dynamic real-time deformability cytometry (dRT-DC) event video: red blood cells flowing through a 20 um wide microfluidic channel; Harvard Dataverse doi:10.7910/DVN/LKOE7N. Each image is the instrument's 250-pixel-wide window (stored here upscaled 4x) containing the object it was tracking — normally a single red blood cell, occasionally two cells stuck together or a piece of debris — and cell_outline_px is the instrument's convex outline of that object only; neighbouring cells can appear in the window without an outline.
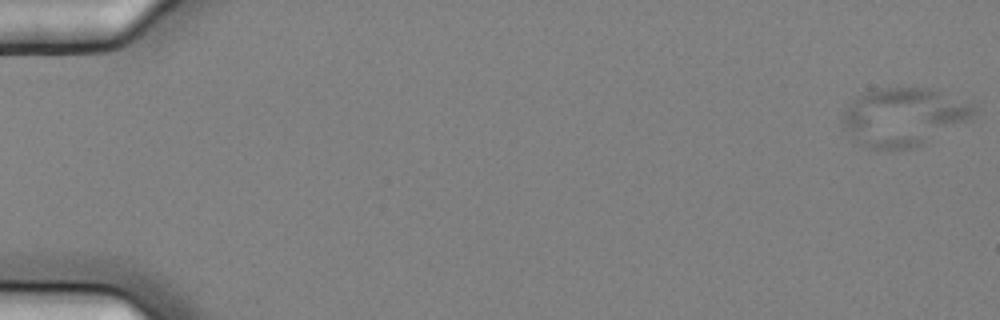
{"species": "common noctule bat (a hibernating species)", "species_latin": "Nyctalus noctula", "temperature_condition": "cold", "stored_images_in_passage": 7, "camera_frame_rate_fps": 3000, "um_per_image_px": 0.085, "animal": {"sex": "female", "body_mass_g": 25.1}, "frame": {"image": 1, "passage_image": 1, "time_ms": 0.0, "image_size_px": [1000, 320], "cell_outline_px": [[976, 112], [972, 120], [920, 144], [908, 148], [868, 148], [852, 144], [840, 120], [848, 104], [856, 96], [864, 92], [884, 88], [928, 88], [976, 104]], "centroid_in_image_um": [76.77, 9.94], "position_along_channel_um": 8.2, "area_um2": 44.74}}
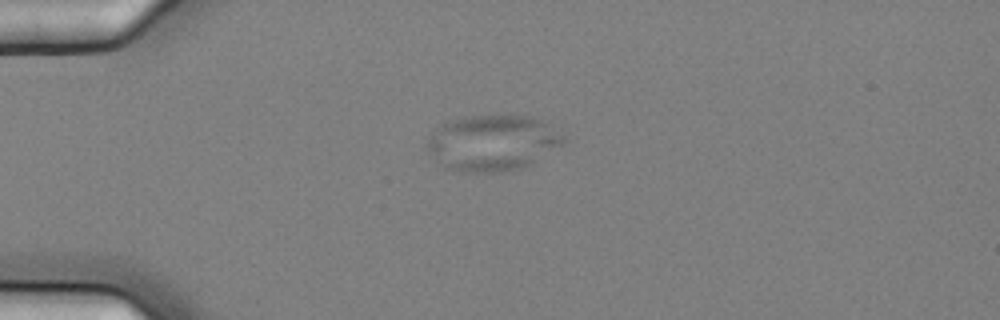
{"frame": {"image": 2, "passage_image": 5, "time_ms": 1.333, "image_size_px": [1000, 320], "cell_outline_px": [[568, 140], [564, 144], [524, 168], [500, 172], [460, 172], [444, 168], [424, 148], [424, 144], [432, 132], [440, 124], [448, 120], [464, 116], [496, 112], [512, 112], [532, 116], [540, 120], [564, 136]], "centroid_in_image_um": [41.83, 12.09], "position_along_channel_um": 43.2, "area_um2": 46.01}}
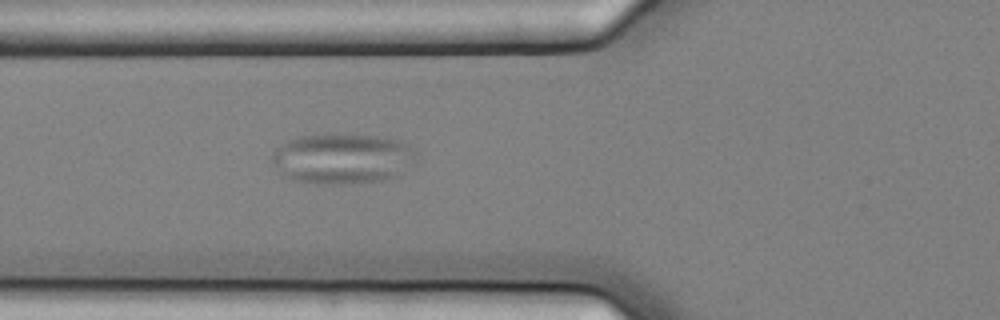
{"frame": {"image": 3, "passage_image": 7, "time_ms": 2.0, "image_size_px": [1000, 320], "cell_outline_px": [[416, 152], [400, 176], [384, 180], [348, 184], [316, 184], [292, 180], [284, 176], [272, 160], [272, 152], [276, 148], [288, 140], [296, 136], [328, 132], [376, 136], [400, 140], [408, 144]], "centroid_in_image_um": [29.06, 13.46], "position_along_channel_um": 96.7, "area_um2": 42.89}}